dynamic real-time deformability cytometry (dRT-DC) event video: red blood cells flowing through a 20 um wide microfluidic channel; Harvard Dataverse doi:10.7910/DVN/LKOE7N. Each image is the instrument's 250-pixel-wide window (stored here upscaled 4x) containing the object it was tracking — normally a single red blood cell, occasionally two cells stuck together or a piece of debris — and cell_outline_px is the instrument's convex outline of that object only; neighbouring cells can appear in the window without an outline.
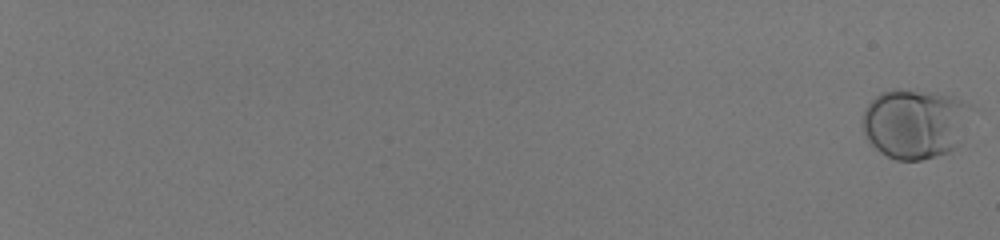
{"species": "human", "species_latin": "Homo sapiens", "temperature_condition": "room temperature", "stored_images_in_passage": 60, "camera_frame_rate_fps": 3000, "um_per_image_px": 0.085, "donor": {"sex": "male"}, "frame": {"image": 1, "passage_image": 1, "time_ms": 0.0, "image_size_px": [1000, 240], "cell_outline_px": [[972, 108], [960, 144], [956, 148], [948, 152], [936, 156], [920, 160], [896, 160], [880, 152], [868, 140], [864, 132], [864, 112], [868, 104], [880, 92], [892, 88], [900, 88], [936, 92], [952, 96], [968, 104]], "centroid_in_image_um": [77.79, 10.48], "position_along_channel_um": 7.2, "area_um2": 44.39}}
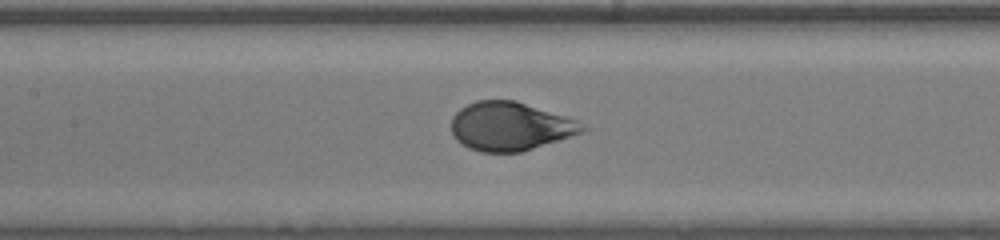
{"frame": {"image": 2, "passage_image": 36, "time_ms": 11.667, "image_size_px": [1000, 240], "cell_outline_px": [[588, 128], [580, 132], [520, 152], [480, 152], [468, 148], [456, 140], [452, 132], [452, 116], [460, 108], [476, 100], [516, 100], [576, 120]], "centroid_in_image_um": [43.29, 10.73], "position_along_channel_um": 164.1, "area_um2": 36.59}}
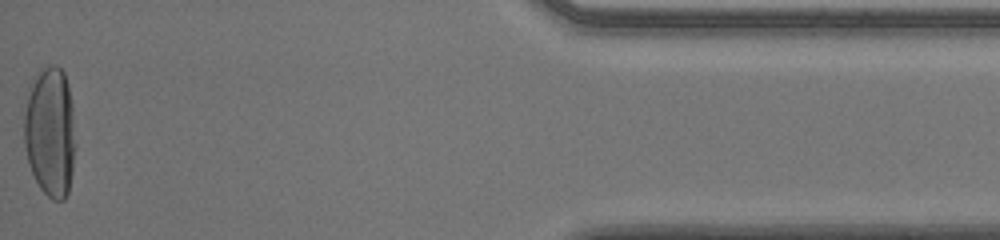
{"frame": {"image": 3, "passage_image": 60, "time_ms": 19.667, "image_size_px": [1000, 240], "cell_outline_px": [[76, 148], [72, 172], [68, 192], [64, 200], [52, 200], [40, 188], [28, 164], [24, 144], [24, 112], [28, 88], [40, 68], [48, 64], [56, 64], [64, 72], [68, 84], [72, 104], [76, 144]], "centroid_in_image_um": [4.27, 11.18], "position_along_channel_um": 430.9, "area_um2": 39.77}, "authors_computed_cell_mechanics": {"area_um2": 37.9457, "velocity_mm_per_s": 4.0001, "shape_relaxation_time_tau1_ms": 3.4163, "shape_relaxation_time_tau2_ms": null, "deformation_change_tau1": 0.1951, "deformation_change_tau2": null}}